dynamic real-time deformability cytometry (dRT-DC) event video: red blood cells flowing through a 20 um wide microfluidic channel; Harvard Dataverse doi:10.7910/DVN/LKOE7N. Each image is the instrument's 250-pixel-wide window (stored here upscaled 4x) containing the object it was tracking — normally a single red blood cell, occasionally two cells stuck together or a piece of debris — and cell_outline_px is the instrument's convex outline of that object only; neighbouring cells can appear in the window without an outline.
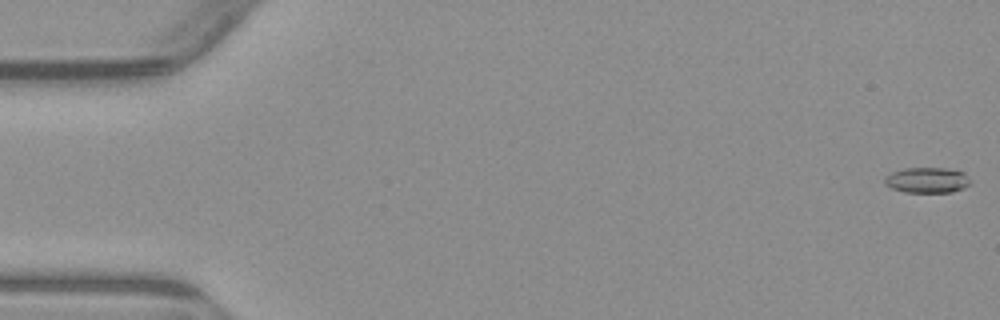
{"species": "common noctule bat (a hibernating species)", "species_latin": "Nyctalus noctula", "temperature_condition": "warm", "stored_images_in_passage": 6, "segment_of_instrument_passage": [1, 2], "camera_frame_rate_fps": 3000, "um_per_image_px": 0.085, "animal": {"sex": "male", "body_mass_g": 23.1, "forearm_length_mm": 52.7}, "frame": {"image": 1, "passage_image": 1, "time_ms": 0.0, "image_size_px": [1000, 320], "cell_outline_px": [[972, 180], [964, 188], [952, 192], [904, 192], [892, 188], [884, 184], [884, 180], [892, 172], [904, 168], [948, 168], [964, 172]], "centroid_in_image_um": [78.84, 15.31], "position_along_channel_um": 6.2, "area_um2": 12.77}}
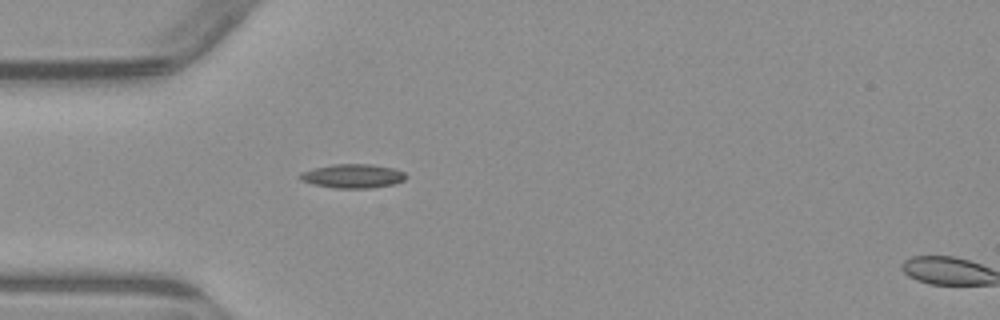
{"frame": {"image": 2, "passage_image": 5, "time_ms": 5.0, "image_size_px": [1000, 320], "cell_outline_px": [[408, 176], [404, 180], [396, 184], [372, 188], [332, 188], [312, 184], [300, 180], [296, 176], [300, 172], [332, 164], [372, 164], [392, 168], [404, 172]], "centroid_in_image_um": [29.97, 14.97], "position_along_channel_um": 55.0, "area_um2": 15.03}}